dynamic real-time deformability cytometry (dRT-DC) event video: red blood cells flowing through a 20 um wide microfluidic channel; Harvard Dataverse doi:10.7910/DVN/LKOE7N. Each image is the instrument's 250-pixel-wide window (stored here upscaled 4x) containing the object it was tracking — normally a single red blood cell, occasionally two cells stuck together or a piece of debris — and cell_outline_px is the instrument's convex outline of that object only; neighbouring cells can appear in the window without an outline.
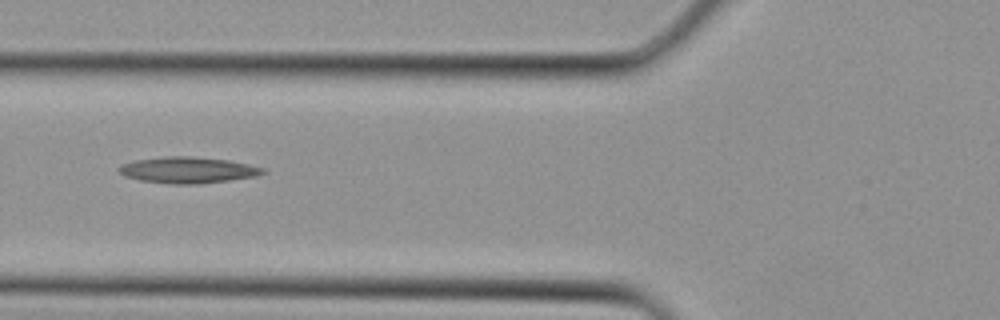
{"species": "Egyptian fruit bat (a non-hibernating species)", "species_latin": "Rousettus aegyptiacus", "temperature_condition": "cold", "stored_images_in_passage": 4, "camera_frame_rate_fps": 3000, "um_per_image_px": 0.085, "animal": {"sex": "female"}, "frame": {"image": 1, "passage_image": 4, "time_ms": 1.0, "image_size_px": [1000, 320], "cell_outline_px": [[268, 172], [256, 176], [200, 184], [168, 184], [140, 180], [124, 176], [116, 168], [124, 164], [136, 160], [164, 156], [192, 156], [228, 160], [248, 164], [264, 168]], "centroid_in_image_um": [15.98, 14.45], "position_along_channel_um": 109.8, "area_um2": 22.02}}